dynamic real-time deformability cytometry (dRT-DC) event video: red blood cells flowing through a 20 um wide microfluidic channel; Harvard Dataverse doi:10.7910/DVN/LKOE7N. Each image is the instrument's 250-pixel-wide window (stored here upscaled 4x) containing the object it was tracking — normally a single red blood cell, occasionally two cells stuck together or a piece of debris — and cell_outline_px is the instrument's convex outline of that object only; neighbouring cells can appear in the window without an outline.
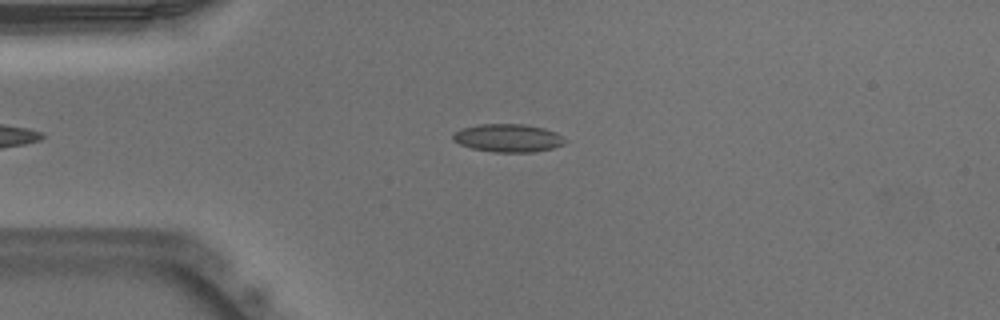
{"species": "Egyptian fruit bat (a non-hibernating species)", "species_latin": "Rousettus aegyptiacus", "temperature_condition": "warm", "stored_images_in_passage": 40, "camera_frame_rate_fps": 3000, "um_per_image_px": 0.085, "animal": {"sex": "male"}, "frame": {"image": 1, "passage_image": 6, "time_ms": 1.667, "image_size_px": [1000, 320], "cell_outline_px": [[568, 140], [564, 144], [552, 148], [532, 152], [496, 152], [472, 148], [460, 144], [452, 140], [452, 136], [460, 128], [480, 124], [524, 124], [544, 128], [556, 132]], "centroid_in_image_um": [43.2, 11.72], "position_along_channel_um": 41.8, "area_um2": 18.32}}
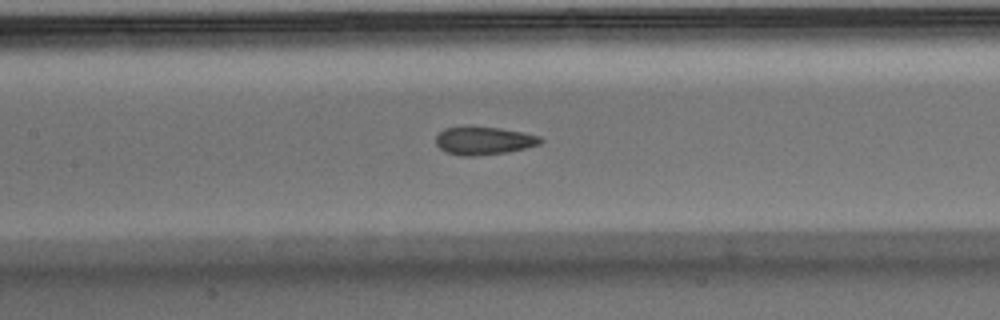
{"frame": {"image": 2, "passage_image": 17, "time_ms": 5.333, "image_size_px": [1000, 320], "cell_outline_px": [[544, 140], [540, 144], [508, 152], [476, 156], [460, 156], [444, 152], [436, 144], [436, 136], [444, 128], [464, 124], [468, 124], [500, 128], [524, 132], [540, 136]], "centroid_in_image_um": [41.08, 11.93], "position_along_channel_um": 166.3, "area_um2": 17.74}}
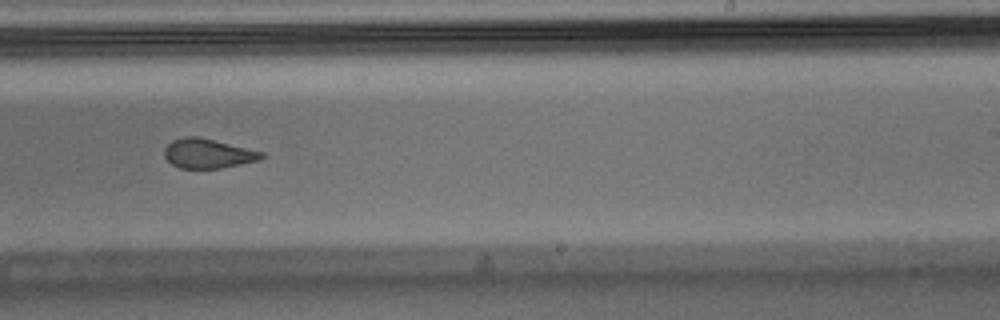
{"frame": {"image": 3, "passage_image": 25, "time_ms": 8.0, "image_size_px": [1000, 320], "cell_outline_px": [[264, 156], [260, 160], [220, 168], [180, 168], [172, 164], [164, 156], [164, 148], [172, 140], [184, 136], [196, 136], [264, 152]], "centroid_in_image_um": [17.65, 13.04], "position_along_channel_um": 271.3, "area_um2": 16.53}, "authors_computed_cell_mechanics": {"area_um2": 17.7157, "velocity_mm_per_s": 3.95, "shape_relaxation_time_tau1_ms": null, "shape_relaxation_time_tau2_ms": 1.6669, "deformation_change_tau1": null, "deformation_change_tau2": 0.0995}}